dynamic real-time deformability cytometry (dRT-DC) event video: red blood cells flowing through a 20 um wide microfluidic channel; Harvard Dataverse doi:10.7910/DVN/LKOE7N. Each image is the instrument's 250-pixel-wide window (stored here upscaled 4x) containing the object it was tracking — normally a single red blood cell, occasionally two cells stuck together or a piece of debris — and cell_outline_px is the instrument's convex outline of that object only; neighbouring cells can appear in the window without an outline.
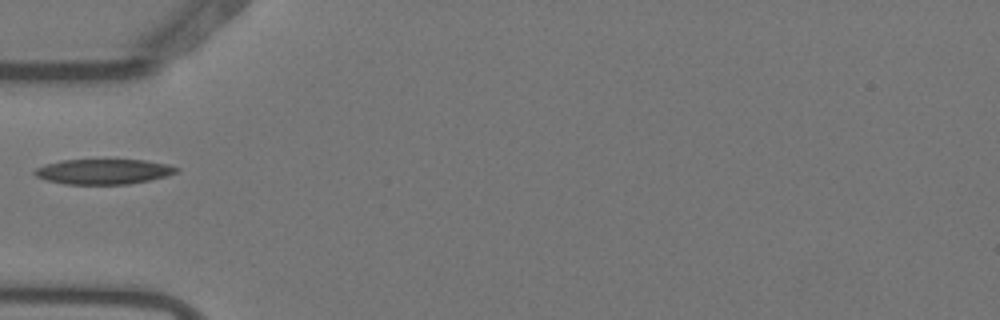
{"species": "Egyptian fruit bat (a non-hibernating species)", "species_latin": "Rousettus aegyptiacus", "temperature_condition": "warm", "stored_images_in_passage": 38, "camera_frame_rate_fps": 3000, "um_per_image_px": 0.085, "animal": {"sex": "female"}, "frame": {"image": 1, "passage_image": 1, "time_ms": 0.0, "image_size_px": [1000, 320], "cell_outline_px": [[180, 168], [176, 172], [168, 176], [128, 184], [64, 184], [48, 180], [36, 176], [32, 172], [36, 168], [60, 160], [144, 160], [168, 164]], "centroid_in_image_um": [8.81, 14.58], "position_along_channel_um": 76.2, "area_um2": 20.63}}
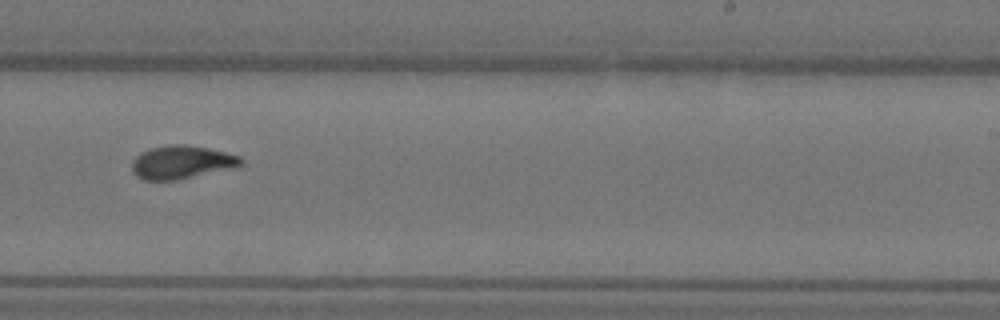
{"frame": {"image": 2, "passage_image": 17, "time_ms": 5.333, "image_size_px": [1000, 320], "cell_outline_px": [[244, 164], [236, 168], [176, 180], [144, 180], [136, 176], [132, 172], [132, 160], [140, 152], [152, 148], [168, 144], [184, 144], [208, 148], [240, 156], [244, 160]], "centroid_in_image_um": [15.46, 13.79], "position_along_channel_um": 273.5, "area_um2": 21.39}}
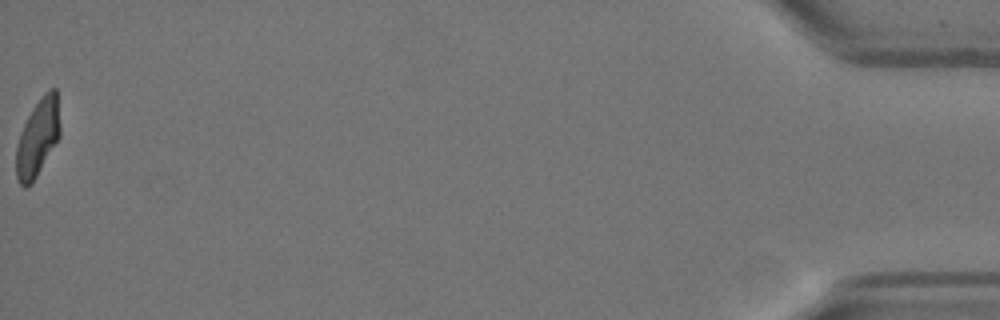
{"frame": {"image": 3, "passage_image": 38, "time_ms": 12.333, "image_size_px": [1000, 320], "cell_outline_px": [[60, 136], [32, 184], [24, 188], [20, 184], [16, 176], [16, 148], [20, 132], [32, 108], [44, 92], [48, 88], [56, 88], [60, 128]], "centroid_in_image_um": [3.2, 11.7], "position_along_channel_um": 432.0, "area_um2": 19.77}}